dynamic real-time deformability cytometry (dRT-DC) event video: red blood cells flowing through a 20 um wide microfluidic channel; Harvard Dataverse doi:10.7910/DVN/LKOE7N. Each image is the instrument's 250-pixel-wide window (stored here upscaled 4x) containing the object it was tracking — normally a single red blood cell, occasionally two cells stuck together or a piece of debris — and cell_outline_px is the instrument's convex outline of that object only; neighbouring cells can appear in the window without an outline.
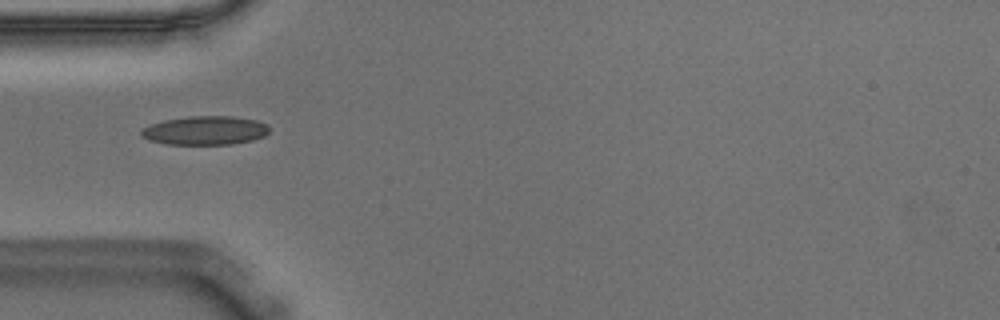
{"species": "Egyptian fruit bat (a non-hibernating species)", "species_latin": "Rousettus aegyptiacus", "temperature_condition": "warm", "stored_images_in_passage": 39, "camera_frame_rate_fps": 3000, "um_per_image_px": 0.085, "animal": {"sex": "male"}, "frame": {"image": 1, "passage_image": 1, "time_ms": 0.0, "image_size_px": [1000, 320], "cell_outline_px": [[272, 128], [264, 136], [252, 140], [232, 144], [168, 144], [148, 140], [140, 136], [140, 128], [148, 124], [164, 120], [188, 116], [232, 116], [256, 120], [268, 124]], "centroid_in_image_um": [17.41, 11.08], "position_along_channel_um": 67.6, "area_um2": 21.79}}
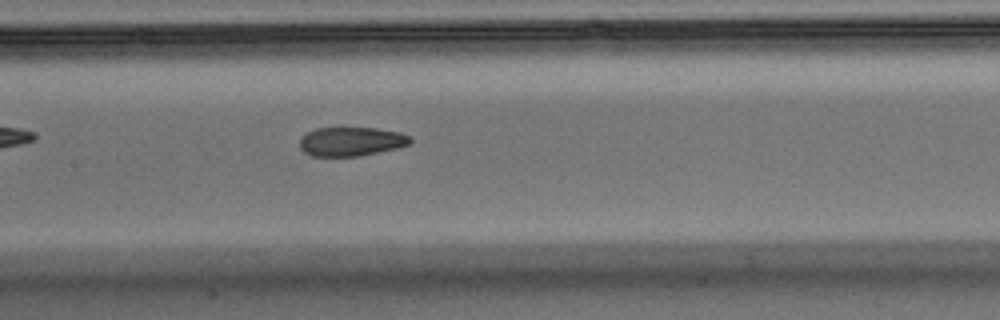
{"frame": {"image": 2, "passage_image": 10, "time_ms": 3.0, "image_size_px": [1000, 320], "cell_outline_px": [[412, 144], [396, 148], [360, 156], [312, 156], [304, 152], [300, 148], [300, 136], [316, 128], [376, 128], [400, 132], [412, 136]], "centroid_in_image_um": [29.87, 12.02], "position_along_channel_um": 177.5, "area_um2": 18.84}}
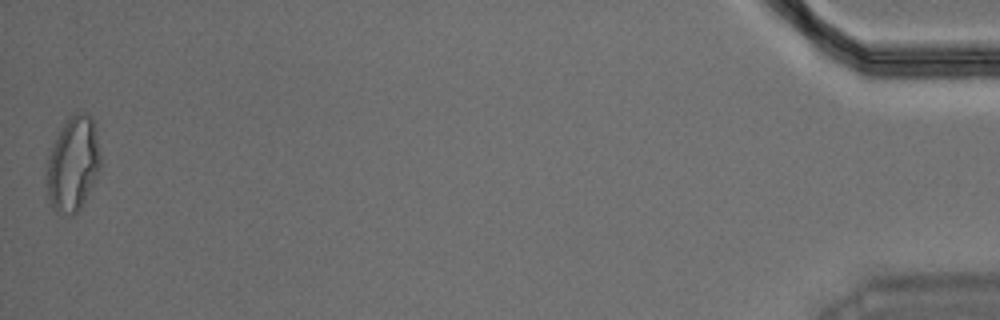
{"frame": {"image": 3, "passage_image": 39, "time_ms": 12.667, "image_size_px": [1000, 320], "cell_outline_px": [[100, 168], [80, 208], [72, 216], [68, 216], [56, 212], [52, 208], [48, 192], [48, 156], [56, 136], [60, 128], [68, 116], [72, 112], [88, 112], [92, 116], [100, 156]], "centroid_in_image_um": [6.2, 13.89], "position_along_channel_um": 429.0, "area_um2": 29.36}, "authors_computed_cell_mechanics": {"area_um2": 20.5768, "velocity_mm_per_s": 3.6169, "shape_relaxation_time_tau1_ms": null, "shape_relaxation_time_tau2_ms": 2.5953, "deformation_change_tau1": null, "deformation_change_tau2": 0.0751}}